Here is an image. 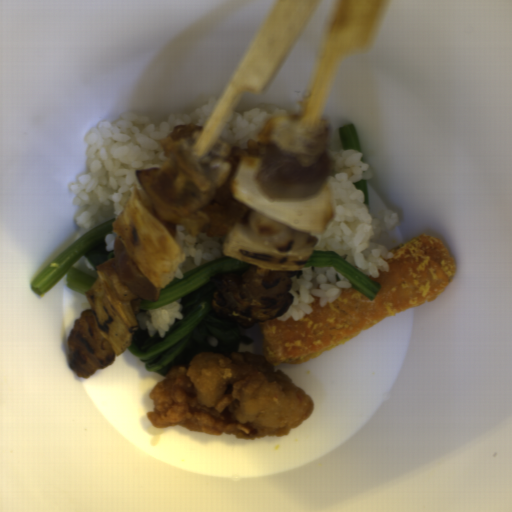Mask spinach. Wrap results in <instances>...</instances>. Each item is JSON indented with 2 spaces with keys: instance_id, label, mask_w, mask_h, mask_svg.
Returning a JSON list of instances; mask_svg holds the SVG:
<instances>
[{
  "instance_id": "spinach-4",
  "label": "spinach",
  "mask_w": 512,
  "mask_h": 512,
  "mask_svg": "<svg viewBox=\"0 0 512 512\" xmlns=\"http://www.w3.org/2000/svg\"><path fill=\"white\" fill-rule=\"evenodd\" d=\"M338 136L344 150H357L362 153L358 134L352 123L339 127Z\"/></svg>"
},
{
  "instance_id": "spinach-3",
  "label": "spinach",
  "mask_w": 512,
  "mask_h": 512,
  "mask_svg": "<svg viewBox=\"0 0 512 512\" xmlns=\"http://www.w3.org/2000/svg\"><path fill=\"white\" fill-rule=\"evenodd\" d=\"M310 266L333 267L336 272L347 278L352 289L363 293L371 300L375 299L381 288L378 282L371 280L370 276L356 269L333 250H311L303 268Z\"/></svg>"
},
{
  "instance_id": "spinach-2",
  "label": "spinach",
  "mask_w": 512,
  "mask_h": 512,
  "mask_svg": "<svg viewBox=\"0 0 512 512\" xmlns=\"http://www.w3.org/2000/svg\"><path fill=\"white\" fill-rule=\"evenodd\" d=\"M116 218L88 231L55 256L34 278L32 290L41 295L65 275L67 287L86 295L98 279L97 267L115 258L114 250L107 251L105 236L115 234Z\"/></svg>"
},
{
  "instance_id": "spinach-1",
  "label": "spinach",
  "mask_w": 512,
  "mask_h": 512,
  "mask_svg": "<svg viewBox=\"0 0 512 512\" xmlns=\"http://www.w3.org/2000/svg\"><path fill=\"white\" fill-rule=\"evenodd\" d=\"M251 267L230 255L217 258L184 273L182 279L174 276L165 288L158 291L157 301L143 298L139 309L144 311L161 307L177 298L182 300V319L175 317L164 336H159V331L149 336L147 328L137 327L134 332L127 348L144 362L145 371L166 375L177 365H189L195 355L212 352L227 356L237 352L239 343H252L251 338L242 334L240 326L216 317L212 308L211 282L213 276L239 273Z\"/></svg>"
},
{
  "instance_id": "spinach-5",
  "label": "spinach",
  "mask_w": 512,
  "mask_h": 512,
  "mask_svg": "<svg viewBox=\"0 0 512 512\" xmlns=\"http://www.w3.org/2000/svg\"><path fill=\"white\" fill-rule=\"evenodd\" d=\"M352 183L354 184L357 190H360L364 194L363 204H366L367 207L370 206L367 180H358Z\"/></svg>"
}]
</instances>
